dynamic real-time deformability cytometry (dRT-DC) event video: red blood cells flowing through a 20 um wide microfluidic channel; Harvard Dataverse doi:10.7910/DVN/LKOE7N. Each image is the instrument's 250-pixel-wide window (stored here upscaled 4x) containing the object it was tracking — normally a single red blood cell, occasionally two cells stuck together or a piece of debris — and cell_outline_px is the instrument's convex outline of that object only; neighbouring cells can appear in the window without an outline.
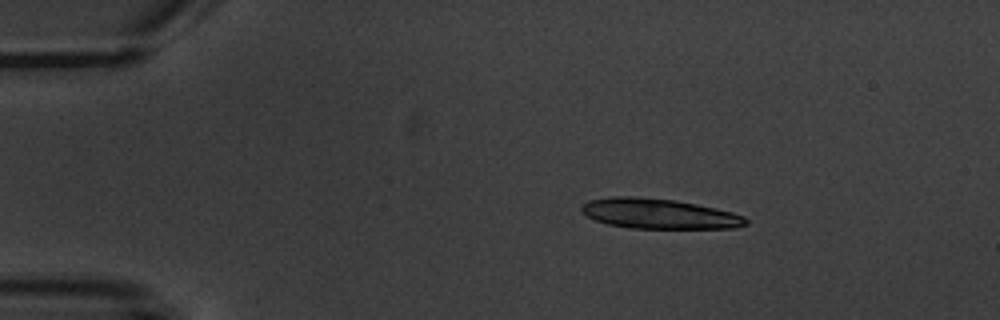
{"species": "common noctule bat (a hibernating species)", "species_latin": "Nyctalus noctula", "temperature_condition": "warm", "stored_images_in_passage": 4, "camera_frame_rate_fps": 3000, "um_per_image_px": 0.085, "animal": {"sex": "male", "body_mass_g": 20.1, "forearm_length_mm": 53.5}, "frame": {"image": 1, "passage_image": 2, "time_ms": 1.333, "image_size_px": [1000, 320], "cell_outline_px": [[748, 224], [736, 228], [632, 228], [608, 224], [596, 220], [588, 216], [580, 208], [588, 200], [612, 196], [632, 196], [672, 200], [696, 204], [716, 208], [732, 212], [744, 216], [748, 220]], "centroid_in_image_um": [56.04, 18.16], "position_along_channel_um": 29.0, "area_um2": 28.61}}